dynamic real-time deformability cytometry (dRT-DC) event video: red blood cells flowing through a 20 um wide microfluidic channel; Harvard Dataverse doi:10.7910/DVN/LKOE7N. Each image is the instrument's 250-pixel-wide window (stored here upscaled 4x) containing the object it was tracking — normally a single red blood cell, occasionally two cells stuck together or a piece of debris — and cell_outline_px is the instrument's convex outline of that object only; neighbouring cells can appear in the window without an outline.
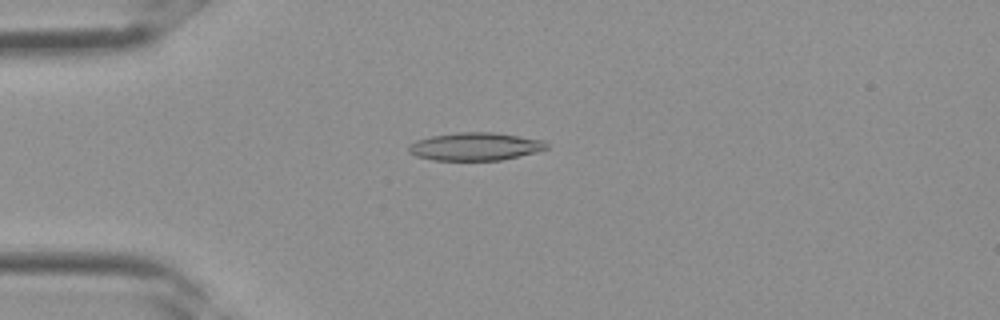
{"species": "Egyptian fruit bat (a non-hibernating species)", "species_latin": "Rousettus aegyptiacus", "temperature_condition": "room temperature", "stored_images_in_passage": 2, "camera_frame_rate_fps": 3000, "um_per_image_px": 0.085, "frame": {"image": 1, "passage_image": 2, "time_ms": 0.333, "image_size_px": [1000, 320], "cell_outline_px": [[548, 148], [536, 152], [500, 160], [432, 160], [416, 156], [408, 152], [408, 144], [416, 140], [432, 136], [460, 132], [492, 132], [544, 140], [548, 144]], "centroid_in_image_um": [40.37, 12.45], "position_along_channel_um": 44.6, "area_um2": 22.37}}